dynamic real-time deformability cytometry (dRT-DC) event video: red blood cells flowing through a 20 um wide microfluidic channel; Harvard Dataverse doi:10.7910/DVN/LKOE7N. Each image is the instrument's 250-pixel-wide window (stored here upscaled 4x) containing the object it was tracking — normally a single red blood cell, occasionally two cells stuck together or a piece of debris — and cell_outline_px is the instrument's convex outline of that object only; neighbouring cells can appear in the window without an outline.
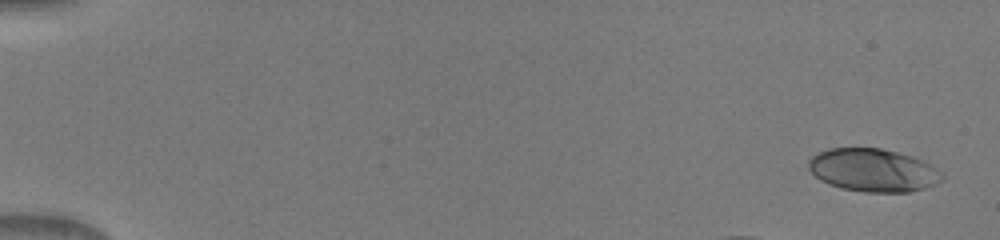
{"species": "human", "species_latin": "Homo sapiens", "temperature_condition": "warm", "stored_images_in_passage": 18, "camera_frame_rate_fps": 3000, "um_per_image_px": 0.085, "donor": {"sex": "male"}, "frame": {"image": 1, "passage_image": 1, "time_ms": 0.0, "image_size_px": [1000, 240], "cell_outline_px": [[944, 176], [936, 184], [924, 188], [908, 192], [864, 192], [840, 188], [828, 184], [820, 180], [808, 168], [808, 160], [812, 156], [828, 148], [880, 148], [912, 156], [944, 172]], "centroid_in_image_um": [74.2, 14.47], "position_along_channel_um": 10.8, "area_um2": 33.41}}